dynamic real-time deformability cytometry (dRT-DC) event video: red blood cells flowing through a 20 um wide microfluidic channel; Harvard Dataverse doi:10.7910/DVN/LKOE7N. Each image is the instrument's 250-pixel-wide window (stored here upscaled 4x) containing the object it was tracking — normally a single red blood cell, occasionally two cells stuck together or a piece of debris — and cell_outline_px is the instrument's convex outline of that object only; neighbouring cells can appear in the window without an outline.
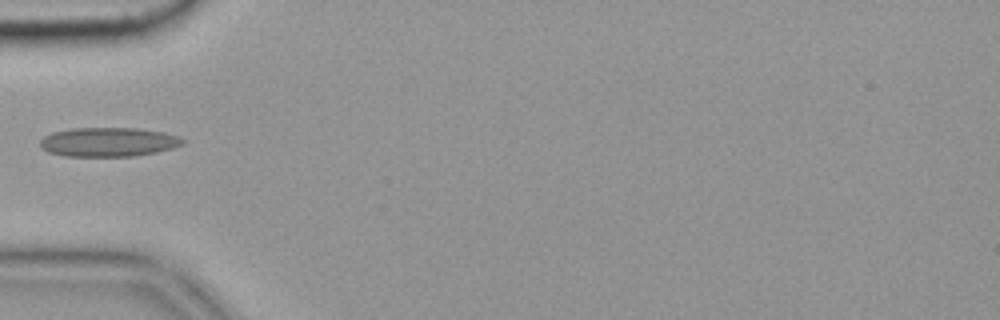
{"species": "common noctule bat (a hibernating species)", "species_latin": "Nyctalus noctula", "temperature_condition": "cold", "stored_images_in_passage": 24, "camera_frame_rate_fps": 3000, "um_per_image_px": 0.085, "animal": {"sex": "female", "body_mass_g": 19.9}, "frame": {"image": 1, "passage_image": 1, "time_ms": 0.0, "image_size_px": [1000, 320], "cell_outline_px": [[184, 144], [172, 148], [156, 152], [132, 156], [64, 156], [48, 152], [40, 148], [40, 140], [44, 136], [52, 132], [72, 128], [136, 128], [164, 132], [176, 136], [184, 140]], "centroid_in_image_um": [9.17, 12.07], "position_along_channel_um": 75.8, "area_um2": 24.22}}
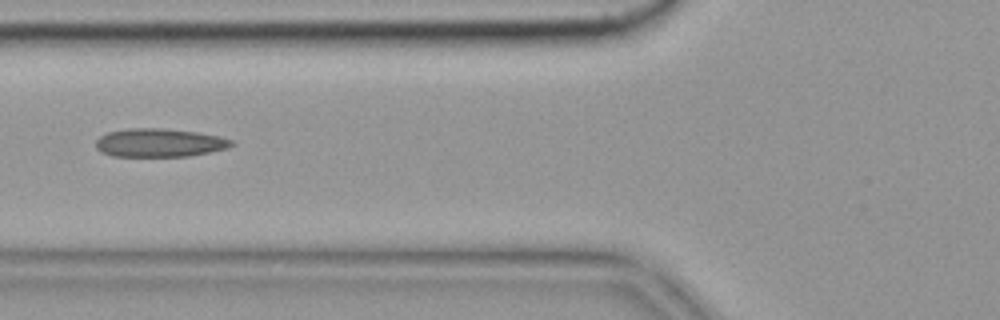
{"frame": {"image": 2, "passage_image": 4, "time_ms": 1.0, "image_size_px": [1000, 320], "cell_outline_px": [[236, 144], [228, 148], [188, 156], [112, 156], [96, 148], [96, 140], [100, 136], [108, 132], [128, 128], [164, 128], [196, 132], [220, 136], [232, 140]], "centroid_in_image_um": [13.57, 12.12], "position_along_channel_um": 112.2, "area_um2": 22.43}}